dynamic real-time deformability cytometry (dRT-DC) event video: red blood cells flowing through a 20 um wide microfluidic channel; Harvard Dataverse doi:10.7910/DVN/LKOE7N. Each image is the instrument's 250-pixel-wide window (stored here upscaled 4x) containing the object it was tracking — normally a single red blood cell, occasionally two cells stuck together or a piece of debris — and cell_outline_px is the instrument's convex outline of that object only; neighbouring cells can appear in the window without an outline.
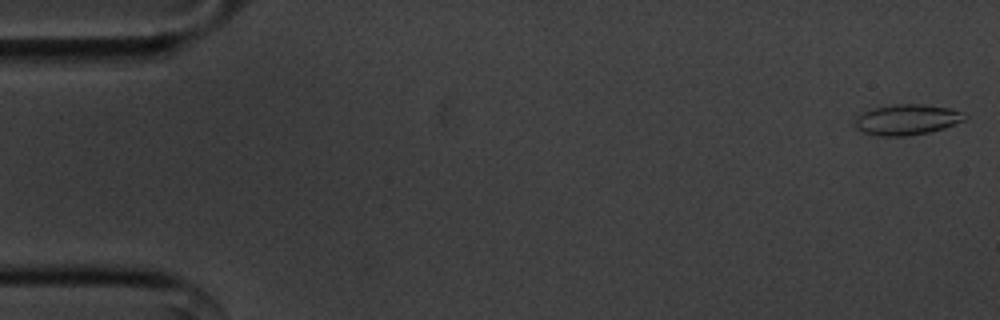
{"species": "common noctule bat (a hibernating species)", "species_latin": "Nyctalus noctula", "temperature_condition": "cold", "stored_images_in_passage": 55, "camera_frame_rate_fps": 3000, "um_per_image_px": 0.085, "animal": {"sex": "male", "body_mass_g": 20.1, "forearm_length_mm": 53.5}, "frame": {"image": 1, "passage_image": 1, "time_ms": 0.0, "image_size_px": [1000, 320], "cell_outline_px": [[968, 116], [964, 120], [944, 128], [928, 132], [904, 136], [880, 136], [860, 132], [852, 124], [856, 116], [872, 108], [892, 104], [920, 104], [948, 108], [964, 112]], "centroid_in_image_um": [77.03, 10.17], "position_along_channel_um": 8.0, "area_um2": 19.71}}
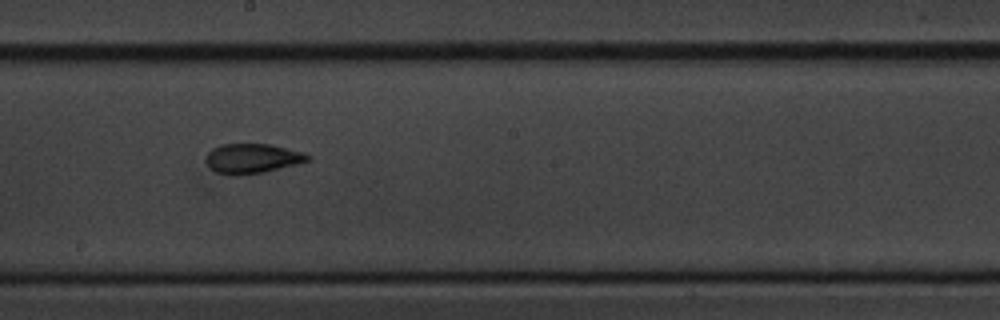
{"frame": {"image": 2, "passage_image": 30, "time_ms": 9.667, "image_size_px": [1000, 320], "cell_outline_px": [[312, 160], [264, 172], [236, 176], [232, 176], [216, 172], [208, 164], [208, 152], [212, 148], [220, 144], [272, 144], [304, 152], [312, 156]], "centroid_in_image_um": [21.5, 13.46], "position_along_channel_um": 226.7, "area_um2": 17.69}}
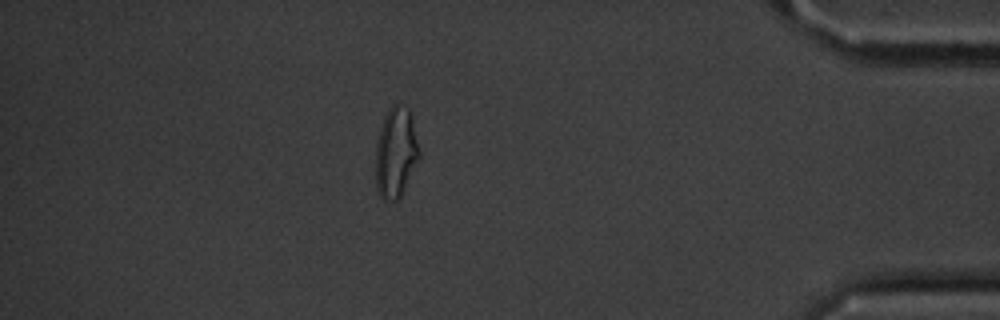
{"frame": {"image": 3, "passage_image": 48, "time_ms": 15.667, "image_size_px": [1000, 320], "cell_outline_px": [[420, 156], [400, 196], [396, 200], [384, 200], [380, 196], [376, 188], [376, 140], [384, 116], [388, 108], [392, 104], [400, 104], [408, 108], [412, 112], [420, 152]], "centroid_in_image_um": [33.65, 12.9], "position_along_channel_um": 401.6, "area_um2": 23.12}, "authors_computed_cell_mechanics": {"area_um2": 18.0914, "velocity_mm_per_s": 3.6085, "shape_relaxation_time_tau1_ms": null, "shape_relaxation_time_tau2_ms": 1.8396, "deformation_change_tau1": null, "deformation_change_tau2": 0.0721}}